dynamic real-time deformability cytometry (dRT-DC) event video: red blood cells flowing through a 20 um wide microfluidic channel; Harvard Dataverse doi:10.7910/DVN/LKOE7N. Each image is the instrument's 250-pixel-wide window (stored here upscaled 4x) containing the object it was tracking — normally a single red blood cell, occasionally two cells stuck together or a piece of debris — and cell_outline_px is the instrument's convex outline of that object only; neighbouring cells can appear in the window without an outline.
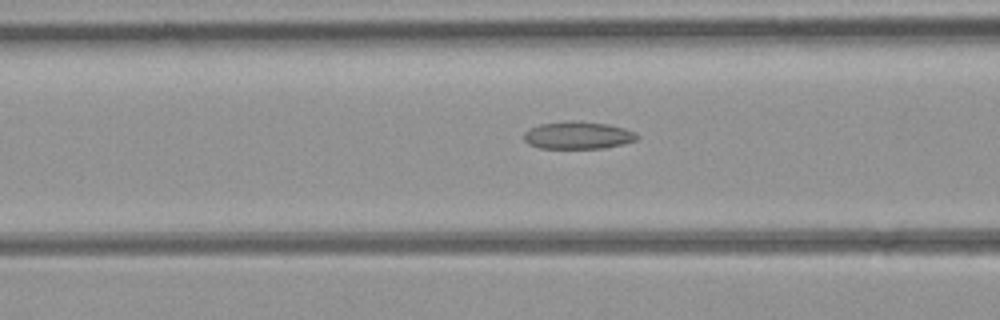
{"species": "common noctule bat (a hibernating species)", "species_latin": "Nyctalus noctula", "temperature_condition": "room temperature", "stored_images_in_passage": 32, "camera_frame_rate_fps": 3000, "um_per_image_px": 0.085, "animal": {"sex": "female", "body_mass_g": 21.9}, "frame": {"image": 1, "passage_image": 6, "time_ms": 1.667, "image_size_px": [1000, 320], "cell_outline_px": [[640, 136], [636, 140], [624, 144], [604, 148], [540, 148], [528, 144], [524, 140], [524, 132], [540, 124], [568, 120], [572, 120], [608, 124], [624, 128], [636, 132]], "centroid_in_image_um": [49.15, 11.5], "position_along_channel_um": 117.5, "area_um2": 18.21}}
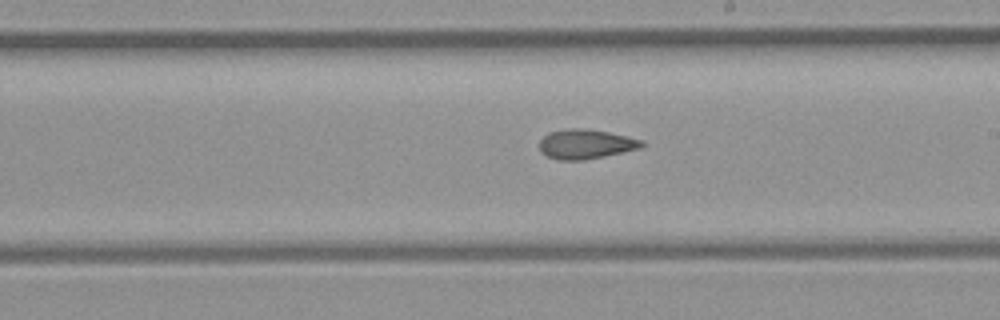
{"frame": {"image": 2, "passage_image": 15, "time_ms": 4.667, "image_size_px": [1000, 320], "cell_outline_px": [[644, 144], [640, 148], [604, 156], [584, 160], [556, 160], [540, 152], [540, 140], [544, 136], [552, 132], [572, 128], [580, 128], [608, 132], [644, 140]], "centroid_in_image_um": [49.79, 12.26], "position_along_channel_um": 239.2, "area_um2": 17.4}}
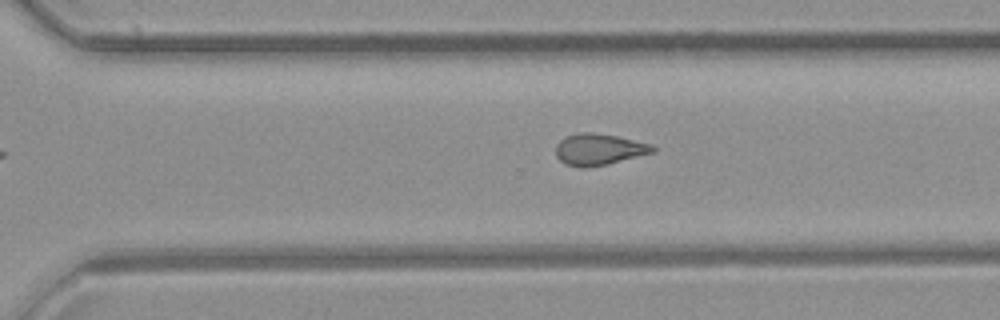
{"frame": {"image": 3, "passage_image": 21, "time_ms": 6.667, "image_size_px": [1000, 320], "cell_outline_px": [[656, 152], [608, 164], [588, 168], [580, 168], [564, 164], [556, 156], [556, 144], [564, 136], [580, 132], [592, 132], [616, 136], [648, 144], [656, 148]], "centroid_in_image_um": [50.86, 12.71], "position_along_channel_um": 319.7, "area_um2": 17.86}, "authors_computed_cell_mechanics": {"area_um2": 17.7446, "velocity_mm_per_s": 4.0487, "shape_relaxation_time_tau1_ms": null, "shape_relaxation_time_tau2_ms": 3.3043, "deformation_change_tau1": null, "deformation_change_tau2": 0.1157}}